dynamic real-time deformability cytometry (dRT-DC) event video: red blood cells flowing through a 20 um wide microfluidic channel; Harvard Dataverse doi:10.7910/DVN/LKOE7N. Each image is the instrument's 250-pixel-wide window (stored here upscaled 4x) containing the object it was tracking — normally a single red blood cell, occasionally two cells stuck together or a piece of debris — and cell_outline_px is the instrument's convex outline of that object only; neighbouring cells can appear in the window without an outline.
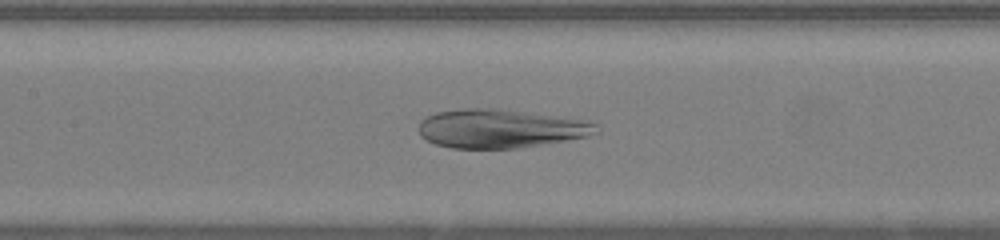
{"species": "human", "species_latin": "Homo sapiens", "temperature_condition": "warm", "stored_images_in_passage": 45, "camera_frame_rate_fps": 3000, "um_per_image_px": 0.085, "donor": {"sex": "female"}, "frame": {"image": 1, "passage_image": 19, "time_ms": 6.0, "image_size_px": [1000, 240], "cell_outline_px": [[600, 132], [588, 136], [568, 140], [516, 148], [452, 148], [436, 144], [424, 140], [420, 136], [420, 120], [424, 116], [436, 112], [460, 108], [492, 108], [588, 120], [600, 124]], "centroid_in_image_um": [42.54, 10.92], "position_along_channel_um": 164.9, "area_um2": 40.29}}
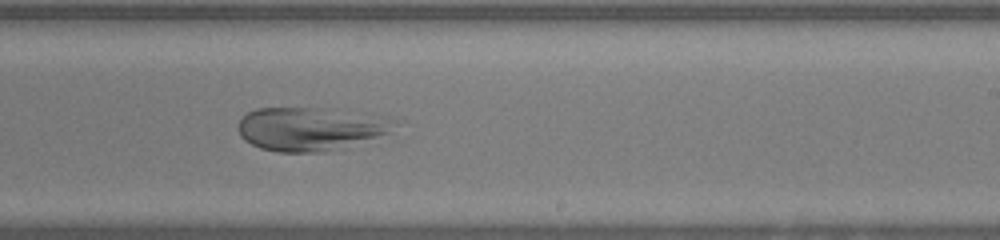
{"frame": {"image": 2, "passage_image": 26, "time_ms": 8.333, "image_size_px": [1000, 240], "cell_outline_px": [[404, 120], [388, 132], [340, 148], [324, 152], [276, 152], [260, 148], [244, 140], [240, 136], [236, 128], [240, 120], [248, 112], [256, 108], [324, 108], [388, 116]], "centroid_in_image_um": [26.4, 10.93], "position_along_channel_um": 262.6, "area_um2": 39.82}}
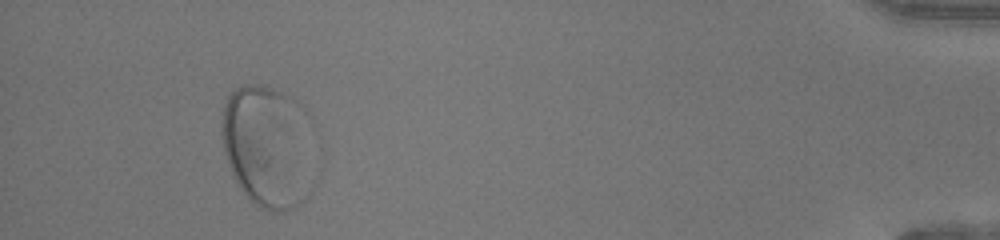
{"frame": {"image": 3, "passage_image": 42, "time_ms": 13.667, "image_size_px": [1000, 240], "cell_outline_px": [[308, 196], [304, 200], [292, 208], [284, 212], [272, 212], [260, 208], [236, 184], [232, 176], [224, 152], [224, 104], [228, 96], [236, 88], [244, 84], [264, 84], [304, 104]], "centroid_in_image_um": [22.67, 12.43], "position_along_channel_um": 412.5, "area_um2": 63.98}}